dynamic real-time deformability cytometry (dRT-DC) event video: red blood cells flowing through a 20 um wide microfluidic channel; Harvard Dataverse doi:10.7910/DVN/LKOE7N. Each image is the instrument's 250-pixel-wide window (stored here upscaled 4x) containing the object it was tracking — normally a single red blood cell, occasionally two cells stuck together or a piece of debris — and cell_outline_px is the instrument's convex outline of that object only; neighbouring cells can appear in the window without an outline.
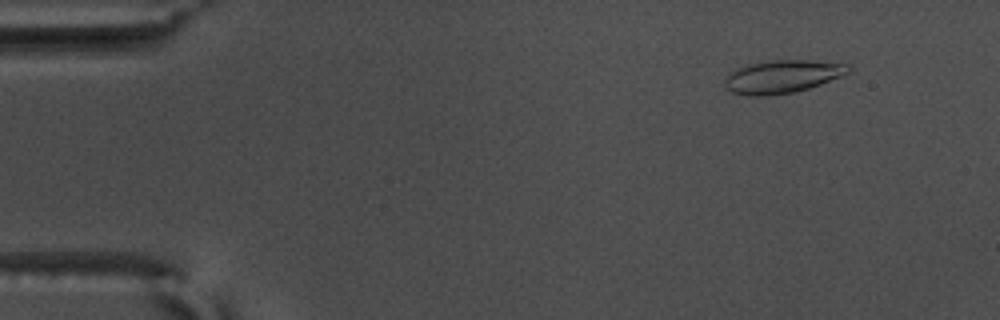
{"species": "common noctule bat (a hibernating species)", "species_latin": "Nyctalus noctula", "temperature_condition": "warm", "stored_images_in_passage": 55, "camera_frame_rate_fps": 3000, "um_per_image_px": 0.085, "animal": {"sex": "male", "body_mass_g": 17.5, "forearm_length_mm": 52.3}, "frame": {"image": 1, "passage_image": 6, "time_ms": 1.667, "image_size_px": [1000, 320], "cell_outline_px": [[852, 72], [820, 84], [796, 92], [768, 96], [748, 96], [732, 92], [724, 84], [724, 80], [728, 72], [736, 68], [748, 64], [772, 60], [804, 60], [848, 64], [852, 68]], "centroid_in_image_um": [66.48, 6.51], "position_along_channel_um": 18.5, "area_um2": 23.93}}
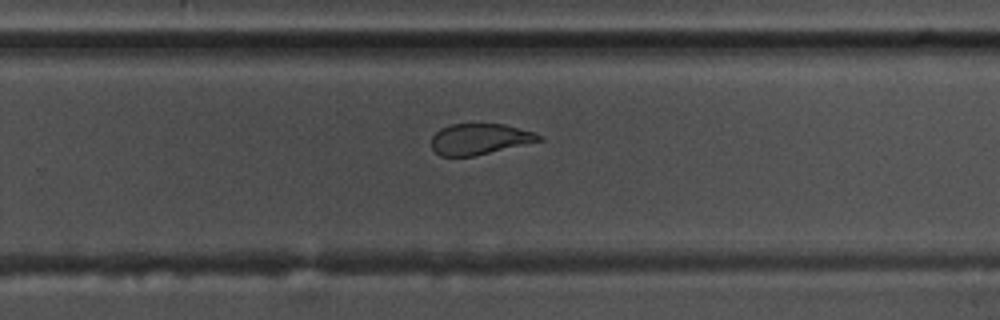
{"frame": {"image": 2, "passage_image": 36, "time_ms": 11.667, "image_size_px": [1000, 320], "cell_outline_px": [[544, 140], [472, 156], [440, 156], [432, 148], [432, 136], [440, 128], [452, 124], [504, 124], [536, 132], [544, 136]], "centroid_in_image_um": [40.81, 11.81], "position_along_channel_um": 289.0, "area_um2": 19.36}}
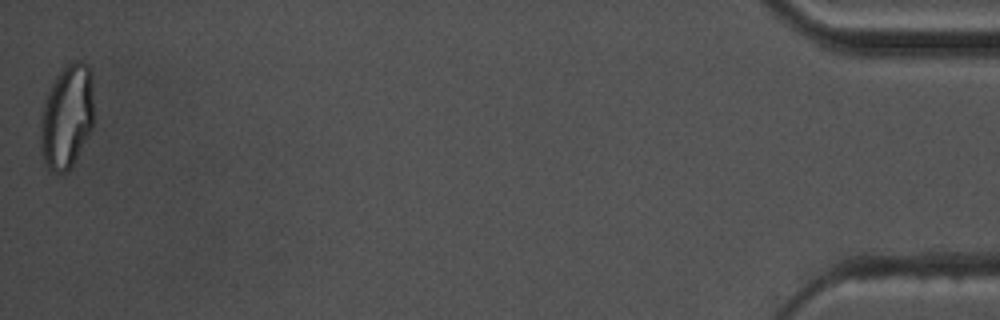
{"frame": {"image": 3, "passage_image": 55, "time_ms": 18.0, "image_size_px": [1000, 320], "cell_outline_px": [[92, 128], [88, 136], [68, 172], [52, 172], [48, 168], [44, 160], [40, 148], [40, 116], [48, 92], [56, 76], [72, 60], [80, 60], [88, 64], [92, 76]], "centroid_in_image_um": [5.67, 9.91], "position_along_channel_um": 429.5, "area_um2": 32.25}, "authors_computed_cell_mechanics": {"area_um2": 22.4842, "velocity_mm_per_s": 3.7037, "shape_relaxation_time_tau1_ms": null, "shape_relaxation_time_tau2_ms": 1.5937, "deformation_change_tau1": null, "deformation_change_tau2": 0.0688}}